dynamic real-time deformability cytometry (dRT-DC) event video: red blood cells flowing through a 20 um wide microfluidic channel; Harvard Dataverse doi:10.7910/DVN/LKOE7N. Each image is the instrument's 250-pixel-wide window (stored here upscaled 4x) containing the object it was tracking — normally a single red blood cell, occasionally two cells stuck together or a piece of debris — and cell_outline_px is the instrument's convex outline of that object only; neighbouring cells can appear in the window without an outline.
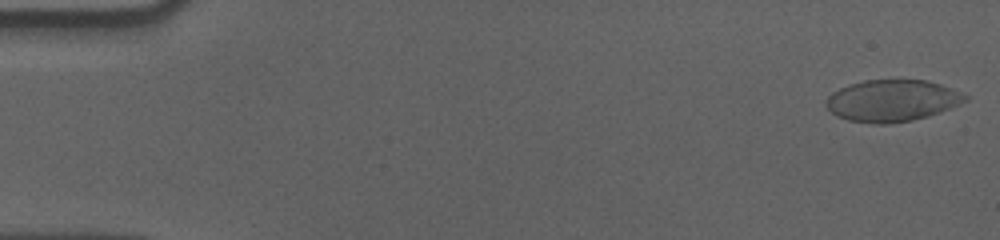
{"species": "human", "species_latin": "Homo sapiens", "temperature_condition": "cold", "stored_images_in_passage": 57, "camera_frame_rate_fps": 3000, "um_per_image_px": 0.085, "donor": {"sex": "male"}, "frame": {"image": 1, "passage_image": 1, "time_ms": 0.0, "image_size_px": [1000, 240], "cell_outline_px": [[968, 100], [940, 112], [928, 116], [912, 120], [888, 124], [876, 124], [848, 120], [836, 116], [824, 104], [828, 96], [832, 92], [848, 84], [864, 80], [924, 80], [940, 84], [968, 96]], "centroid_in_image_um": [75.79, 8.56], "position_along_channel_um": 9.2, "area_um2": 33.7}}
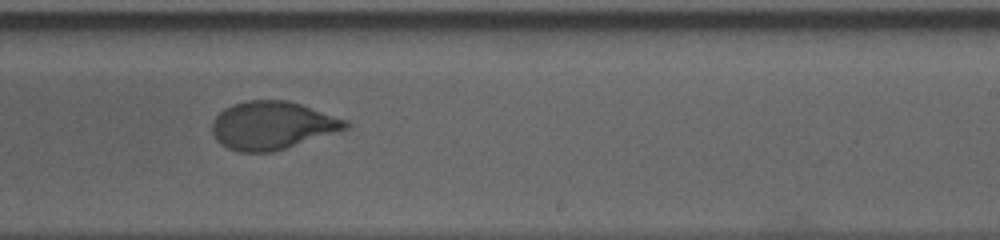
{"frame": {"image": 2, "passage_image": 35, "time_ms": 11.333, "image_size_px": [1000, 240], "cell_outline_px": [[352, 124], [348, 128], [336, 132], [272, 152], [240, 152], [228, 148], [220, 144], [216, 140], [212, 132], [212, 120], [224, 108], [232, 104], [248, 100], [288, 100], [348, 120]], "centroid_in_image_um": [23.12, 10.65], "position_along_channel_um": 265.9, "area_um2": 37.28}}
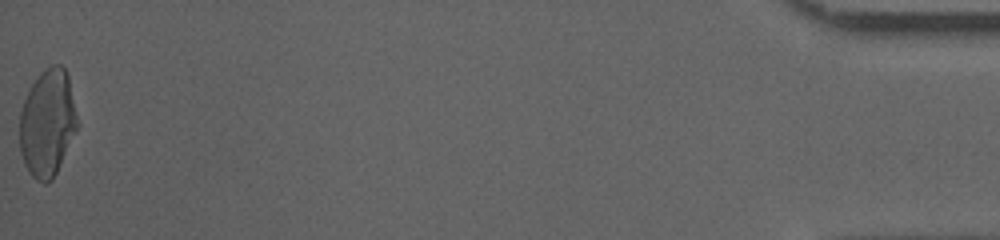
{"frame": {"image": 3, "passage_image": 57, "time_ms": 18.667, "image_size_px": [1000, 240], "cell_outline_px": [[80, 124], [52, 180], [48, 184], [44, 184], [36, 180], [28, 172], [24, 164], [20, 152], [20, 112], [24, 100], [32, 84], [40, 72], [44, 68], [52, 64], [60, 64], [64, 68], [68, 76]], "centroid_in_image_um": [4.05, 10.46], "position_along_channel_um": 431.2, "area_um2": 36.36}, "authors_computed_cell_mechanics": {"area_um2": 37.1076, "velocity_mm_per_s": 3.5717, "shape_relaxation_time_tau1_ms": 6.1494, "shape_relaxation_time_tau2_ms": 0.8665, "deformation_change_tau1": 0.2017, "deformation_change_tau2": 0.0597}}